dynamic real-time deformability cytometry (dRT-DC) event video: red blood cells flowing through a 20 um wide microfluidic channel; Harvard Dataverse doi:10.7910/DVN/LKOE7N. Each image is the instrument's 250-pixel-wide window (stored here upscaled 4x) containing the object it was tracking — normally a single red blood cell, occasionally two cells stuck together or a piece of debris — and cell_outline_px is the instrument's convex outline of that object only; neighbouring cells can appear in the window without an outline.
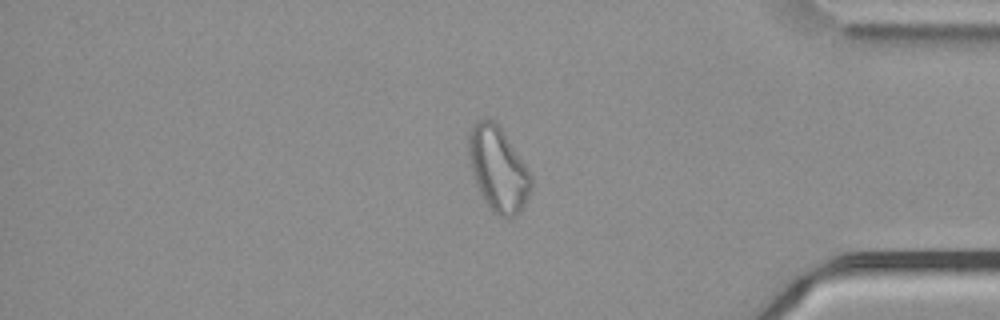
{"species": "common noctule bat (a hibernating species)", "species_latin": "Nyctalus noctula", "temperature_condition": "cold", "stored_images_in_passage": 55, "camera_frame_rate_fps": 3000, "um_per_image_px": 0.085, "animal": {"sex": "male", "body_mass_g": 21.5, "forearm_length_mm": 52.0}, "frame": {"image": 1, "passage_image": 47, "time_ms": 15.333, "image_size_px": [1000, 320], "cell_outline_px": [[532, 188], [520, 212], [516, 216], [508, 220], [492, 212], [488, 208], [476, 184], [472, 172], [468, 156], [468, 132], [472, 124], [476, 120], [496, 120], [504, 132], [532, 176]], "centroid_in_image_um": [42.32, 14.39], "position_along_channel_um": 392.9, "area_um2": 31.04}}